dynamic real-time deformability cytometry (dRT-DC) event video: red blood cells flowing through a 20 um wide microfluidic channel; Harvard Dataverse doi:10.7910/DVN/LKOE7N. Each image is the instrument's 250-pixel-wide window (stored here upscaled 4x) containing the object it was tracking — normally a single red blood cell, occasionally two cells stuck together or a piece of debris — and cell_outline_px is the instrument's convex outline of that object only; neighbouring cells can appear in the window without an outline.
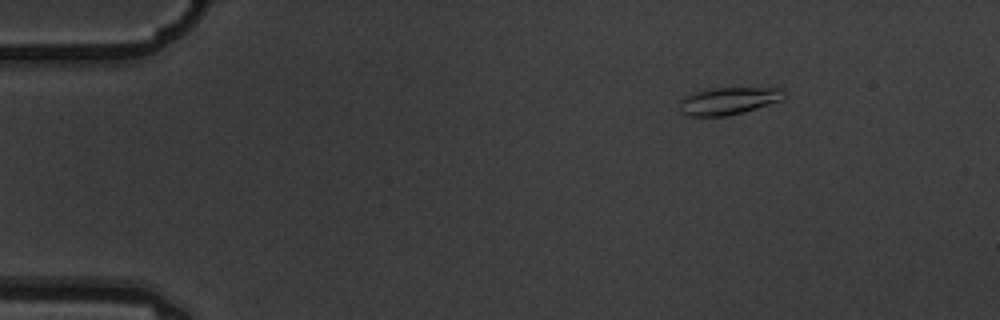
{"species": "common noctule bat (a hibernating species)", "species_latin": "Nyctalus noctula", "temperature_condition": "warm", "stored_images_in_passage": 3, "camera_frame_rate_fps": 3000, "um_per_image_px": 0.085, "animal": {"sex": "male", "body_mass_g": 19.5, "forearm_length_mm": 54.6}, "frame": {"image": 1, "passage_image": 1, "time_ms": 0.0, "image_size_px": [1000, 320], "cell_outline_px": [[788, 92], [784, 100], [744, 112], [724, 116], [688, 116], [680, 112], [680, 100], [684, 96], [692, 92], [712, 88], [784, 88]], "centroid_in_image_um": [61.96, 8.57], "position_along_channel_um": 23.0, "area_um2": 16.99}}